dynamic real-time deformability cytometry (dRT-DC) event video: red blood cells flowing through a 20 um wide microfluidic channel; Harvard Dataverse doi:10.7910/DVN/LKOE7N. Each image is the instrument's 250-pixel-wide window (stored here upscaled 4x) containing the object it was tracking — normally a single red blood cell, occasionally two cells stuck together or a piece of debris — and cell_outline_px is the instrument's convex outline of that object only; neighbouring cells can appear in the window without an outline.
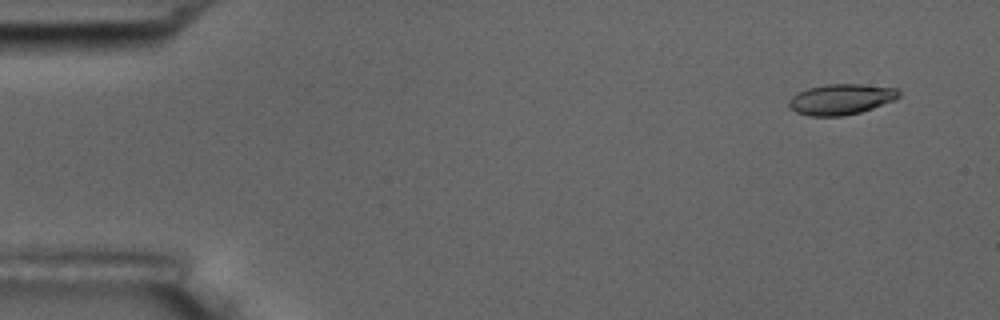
{"species": "common noctule bat (a hibernating species)", "species_latin": "Nyctalus noctula", "temperature_condition": "room temperature", "stored_images_in_passage": 4, "camera_frame_rate_fps": 3000, "um_per_image_px": 0.085, "animal": {"sex": "male", "body_mass_g": 17.5, "forearm_length_mm": 52.3}, "frame": {"image": 1, "passage_image": 1, "time_ms": 0.0, "image_size_px": [1000, 320], "cell_outline_px": [[900, 96], [896, 100], [860, 112], [844, 116], [808, 116], [796, 112], [788, 104], [788, 100], [792, 96], [808, 88], [828, 84], [860, 84], [896, 88], [900, 92]], "centroid_in_image_um": [71.5, 8.44], "position_along_channel_um": 13.5, "area_um2": 19.59}}
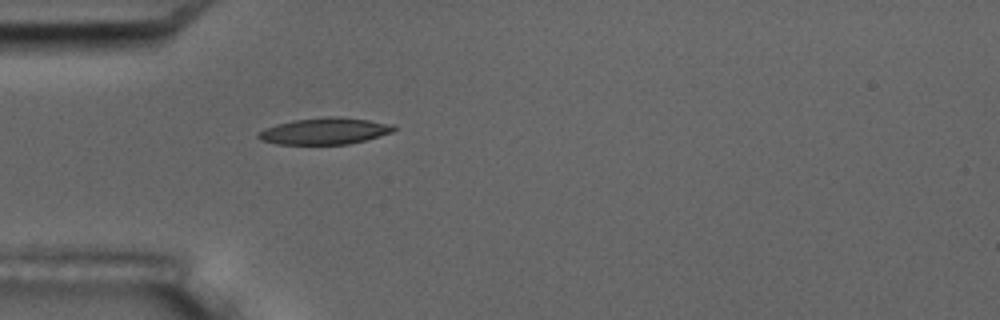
{"frame": {"image": 2, "passage_image": 4, "time_ms": 4.333, "image_size_px": [1000, 320], "cell_outline_px": [[396, 128], [392, 132], [364, 140], [348, 144], [276, 144], [260, 140], [256, 136], [264, 128], [276, 124], [296, 120], [328, 116], [340, 116], [368, 120], [392, 124]], "centroid_in_image_um": [27.58, 11.14], "position_along_channel_um": 57.4, "area_um2": 20.81}}